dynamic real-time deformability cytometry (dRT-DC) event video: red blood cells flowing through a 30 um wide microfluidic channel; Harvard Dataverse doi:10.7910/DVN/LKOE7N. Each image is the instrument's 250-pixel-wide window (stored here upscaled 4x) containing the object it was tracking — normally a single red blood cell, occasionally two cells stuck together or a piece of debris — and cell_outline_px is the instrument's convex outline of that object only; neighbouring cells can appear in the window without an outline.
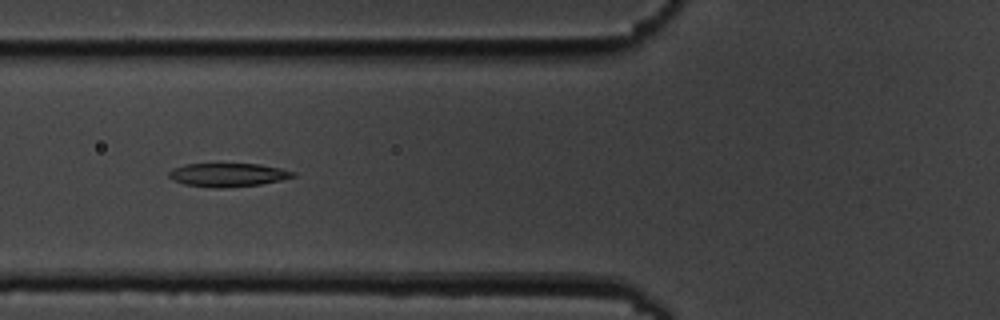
{"species": "common noctule bat (a hibernating species)", "species_latin": "Nyctalus noctula", "temperature_condition": "cold", "stored_images_in_passage": 8, "camera_frame_rate_fps": 3000, "um_per_image_px": 0.085, "animal": {"sex": "male", "body_mass_g": 19.5, "forearm_length_mm": 54.6}, "frame": {"image": 1, "passage_image": 5, "time_ms": 4.667, "image_size_px": [1000, 320], "cell_outline_px": [[296, 176], [280, 180], [260, 184], [220, 188], [212, 188], [184, 184], [172, 180], [168, 176], [168, 172], [172, 168], [184, 164], [260, 164], [280, 168], [296, 172]], "centroid_in_image_um": [19.34, 14.86], "position_along_channel_um": 106.5, "area_um2": 17.05}}
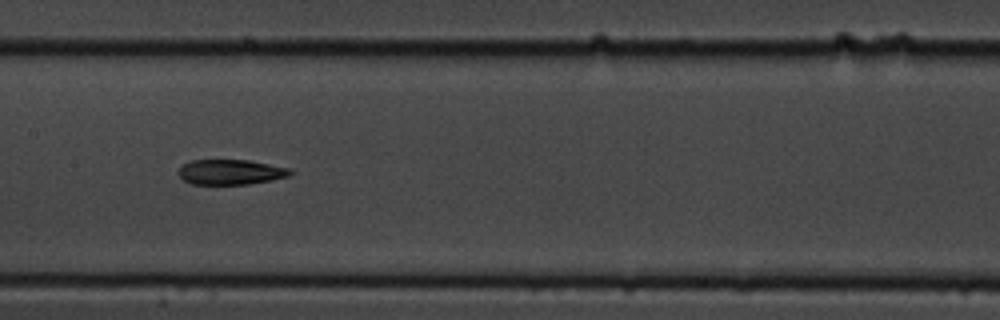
{"frame": {"image": 2, "passage_image": 7, "time_ms": 7.0, "image_size_px": [1000, 320], "cell_outline_px": [[292, 172], [288, 176], [272, 180], [248, 184], [192, 184], [184, 180], [176, 172], [184, 164], [192, 160], [248, 160], [292, 168]], "centroid_in_image_um": [19.62, 14.62], "position_along_channel_um": 187.8, "area_um2": 16.36}}
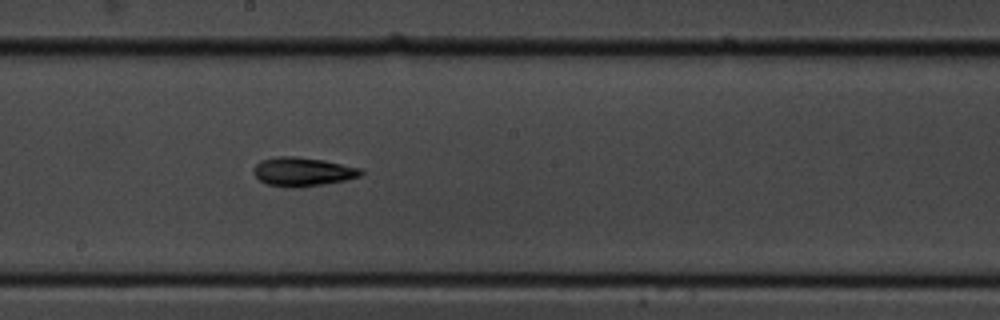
{"frame": {"image": 3, "passage_image": 8, "time_ms": 8.0, "image_size_px": [1000, 320], "cell_outline_px": [[364, 172], [360, 176], [344, 180], [324, 184], [292, 188], [268, 184], [260, 180], [252, 172], [252, 168], [260, 160], [276, 156], [296, 156], [324, 160], [360, 168]], "centroid_in_image_um": [25.69, 14.58], "position_along_channel_um": 222.5, "area_um2": 18.03}}